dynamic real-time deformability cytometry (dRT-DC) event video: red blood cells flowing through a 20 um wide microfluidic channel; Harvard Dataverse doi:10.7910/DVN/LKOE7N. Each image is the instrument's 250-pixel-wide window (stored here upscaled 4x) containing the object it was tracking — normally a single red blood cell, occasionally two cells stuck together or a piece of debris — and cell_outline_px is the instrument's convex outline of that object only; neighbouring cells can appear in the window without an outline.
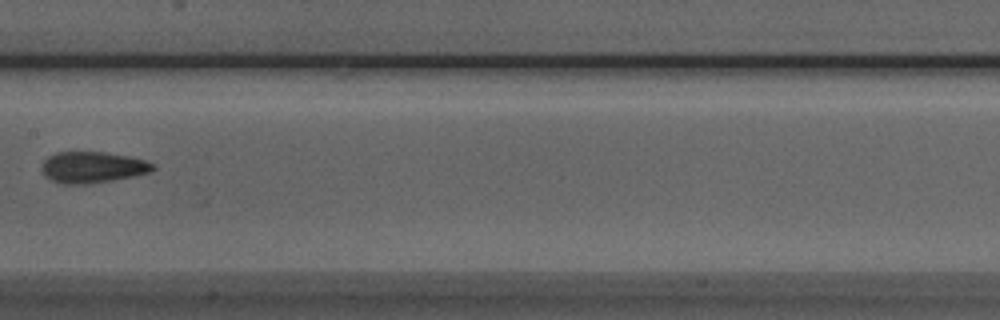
{"species": "Egyptian fruit bat (a non-hibernating species)", "species_latin": "Rousettus aegyptiacus", "temperature_condition": "room temperature", "stored_images_in_passage": 7, "camera_frame_rate_fps": 3000, "um_per_image_px": 0.085, "animal": {"sex": "male"}, "frame": {"image": 1, "passage_image": 7, "time_ms": 7.667, "image_size_px": [1000, 320], "cell_outline_px": [[156, 168], [152, 172], [112, 180], [76, 184], [64, 184], [52, 180], [44, 176], [40, 168], [44, 160], [48, 156], [56, 152], [104, 152], [128, 156], [144, 160], [156, 164]], "centroid_in_image_um": [7.86, 14.2], "position_along_channel_um": 199.5, "area_um2": 20.17}}